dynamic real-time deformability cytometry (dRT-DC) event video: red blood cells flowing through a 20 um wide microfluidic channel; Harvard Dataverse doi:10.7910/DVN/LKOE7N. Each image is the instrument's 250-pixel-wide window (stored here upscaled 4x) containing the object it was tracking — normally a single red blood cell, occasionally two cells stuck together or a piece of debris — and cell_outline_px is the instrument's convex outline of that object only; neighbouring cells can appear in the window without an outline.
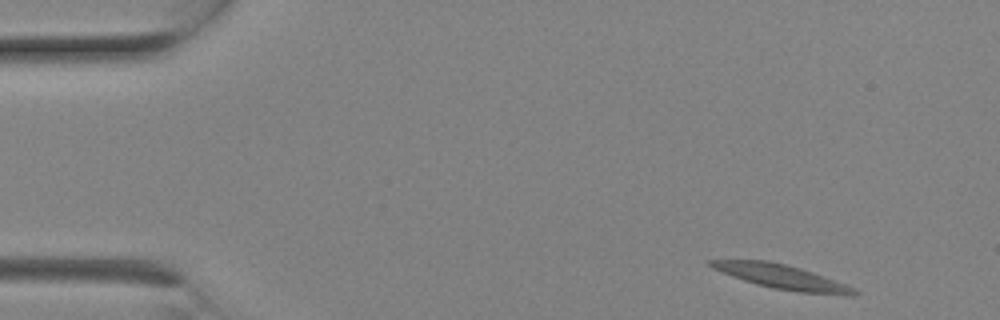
{"species": "Egyptian fruit bat (a non-hibernating species)", "species_latin": "Rousettus aegyptiacus", "temperature_condition": "room temperature", "stored_images_in_passage": 3, "camera_frame_rate_fps": 3000, "um_per_image_px": 0.085, "animal": {"sex": "female"}, "frame": {"image": 1, "passage_image": 3, "time_ms": 0.667, "image_size_px": [1000, 320], "cell_outline_px": [[860, 292], [852, 296], [844, 296], [800, 292], [772, 288], [756, 284], [732, 276], [712, 268], [704, 260], [768, 260], [800, 268], [824, 276], [856, 288]], "centroid_in_image_um": [66.49, 23.54], "position_along_channel_um": 18.5, "area_um2": 20.4}}